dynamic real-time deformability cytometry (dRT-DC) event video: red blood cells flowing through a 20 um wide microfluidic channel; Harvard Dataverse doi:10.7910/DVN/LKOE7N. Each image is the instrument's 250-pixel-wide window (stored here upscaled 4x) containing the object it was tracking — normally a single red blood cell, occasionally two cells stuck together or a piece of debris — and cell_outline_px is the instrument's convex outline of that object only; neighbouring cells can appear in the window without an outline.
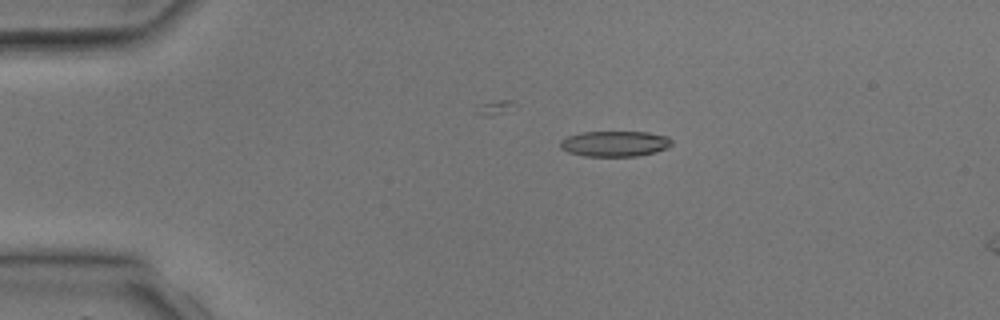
{"species": "common noctule bat (a hibernating species)", "species_latin": "Nyctalus noctula", "temperature_condition": "room temperature", "stored_images_in_passage": 5, "camera_frame_rate_fps": 3000, "um_per_image_px": 0.085, "animal": {"sex": "male", "body_mass_g": 17.9, "forearm_length_mm": 54.2}, "frame": {"image": 1, "passage_image": 3, "time_ms": 2.667, "image_size_px": [1000, 320], "cell_outline_px": [[672, 144], [668, 148], [656, 152], [636, 156], [584, 156], [568, 152], [560, 148], [560, 140], [568, 136], [580, 132], [648, 132], [668, 136], [672, 140]], "centroid_in_image_um": [52.27, 12.21], "position_along_channel_um": 32.7, "area_um2": 16.76}}